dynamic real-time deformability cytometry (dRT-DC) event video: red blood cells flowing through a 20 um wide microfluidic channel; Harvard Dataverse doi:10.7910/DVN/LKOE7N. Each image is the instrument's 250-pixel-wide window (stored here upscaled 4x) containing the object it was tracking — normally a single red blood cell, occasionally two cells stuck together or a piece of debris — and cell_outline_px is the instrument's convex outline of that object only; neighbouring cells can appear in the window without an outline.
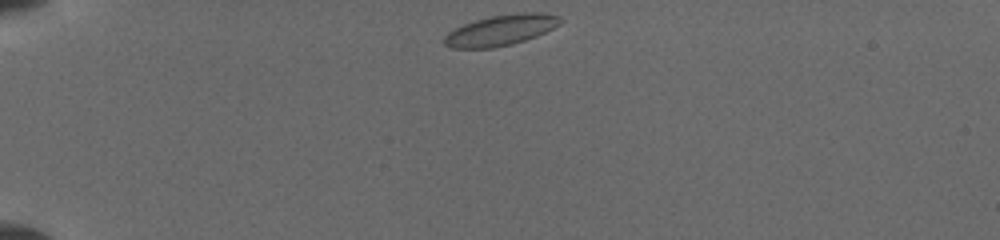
{"species": "common noctule bat (a hibernating species)", "species_latin": "Nyctalus noctula", "temperature_condition": "cold", "stored_images_in_passage": 55, "camera_frame_rate_fps": 3000, "um_per_image_px": 0.085, "animal": {"sex": "female", "body_mass_g": 19.5, "forearm_length_mm": 54.1}, "frame": {"image": 1, "passage_image": 1, "time_ms": 0.0, "image_size_px": [1000, 240], "cell_outline_px": [[564, 20], [560, 24], [536, 36], [512, 44], [492, 48], [448, 48], [444, 44], [444, 36], [448, 32], [464, 24], [476, 20], [492, 16], [516, 12], [544, 12], [560, 16]], "centroid_in_image_um": [42.59, 2.55], "position_along_channel_um": 42.4, "area_um2": 20.81}}
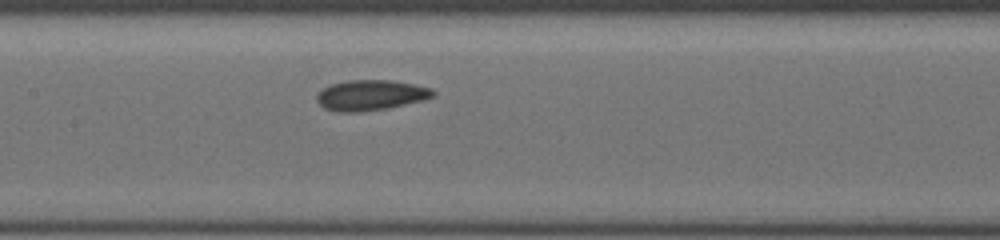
{"frame": {"image": 2, "passage_image": 38, "time_ms": 4.667, "image_size_px": [1000, 240], "cell_outline_px": [[436, 96], [424, 100], [388, 108], [360, 112], [336, 112], [324, 108], [316, 100], [316, 92], [332, 84], [348, 80], [392, 80], [416, 84], [432, 88], [436, 92]], "centroid_in_image_um": [31.53, 8.09], "position_along_channel_um": 175.9, "area_um2": 20.92}}
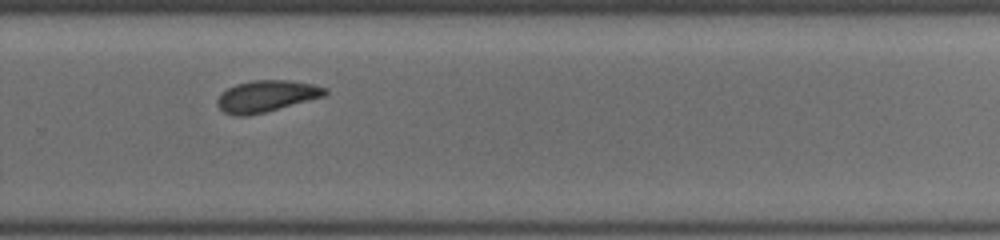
{"frame": {"image": 3, "passage_image": 54, "time_ms": 8.0, "image_size_px": [1000, 240], "cell_outline_px": [[328, 92], [324, 96], [264, 112], [248, 116], [232, 116], [224, 112], [216, 104], [216, 100], [220, 92], [236, 84], [252, 80], [292, 80], [312, 84], [328, 88]], "centroid_in_image_um": [22.61, 8.17], "position_along_channel_um": 307.2, "area_um2": 19.88}}